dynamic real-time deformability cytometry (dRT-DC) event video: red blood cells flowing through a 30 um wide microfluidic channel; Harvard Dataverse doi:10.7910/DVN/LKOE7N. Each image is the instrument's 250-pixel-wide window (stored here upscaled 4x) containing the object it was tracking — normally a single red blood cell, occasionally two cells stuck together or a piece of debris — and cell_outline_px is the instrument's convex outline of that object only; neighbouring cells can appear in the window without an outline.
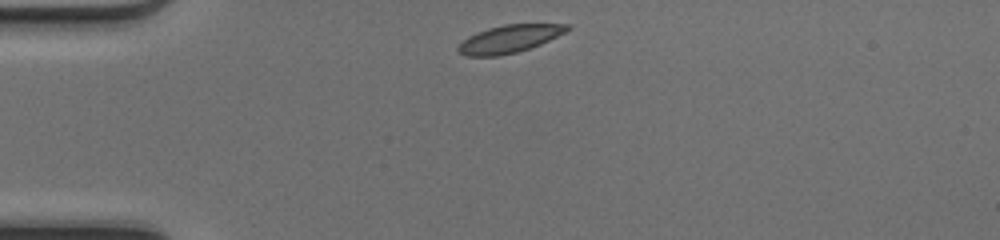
{"species": "common noctule bat (a hibernating species)", "species_latin": "Nyctalus noctula", "temperature_condition": "cold", "stored_images_in_passage": 38, "camera_frame_rate_fps": 3000, "um_per_image_px": 0.085, "animal": {"sex": "female", "body_mass_g": 17.0, "forearm_length_mm": 48.0}, "frame": {"image": 1, "passage_image": 1, "time_ms": 0.0, "image_size_px": [1000, 240], "cell_outline_px": [[572, 28], [540, 44], [516, 52], [500, 56], [468, 56], [456, 52], [456, 48], [468, 36], [476, 32], [488, 28], [504, 24], [572, 24]], "centroid_in_image_um": [43.26, 3.3], "position_along_channel_um": 41.7, "area_um2": 17.51}}
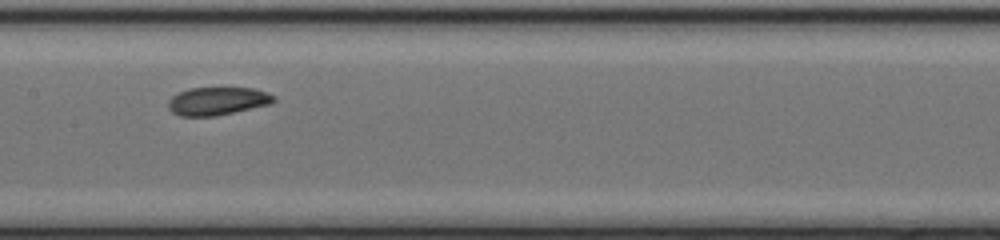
{"frame": {"image": 2, "passage_image": 14, "time_ms": 4.333, "image_size_px": [1000, 240], "cell_outline_px": [[276, 100], [272, 104], [216, 116], [180, 116], [172, 112], [168, 108], [168, 100], [172, 96], [188, 88], [252, 88], [268, 92], [276, 96]], "centroid_in_image_um": [18.51, 8.59], "position_along_channel_um": 188.9, "area_um2": 17.4}}
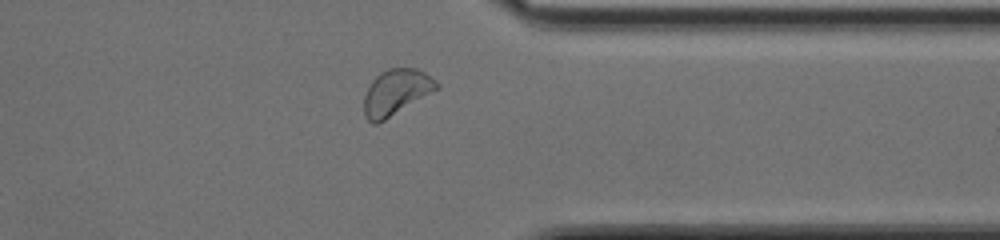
{"frame": {"image": 3, "passage_image": 28, "time_ms": 9.0, "image_size_px": [1000, 240], "cell_outline_px": [[440, 88], [384, 120], [376, 124], [372, 124], [364, 116], [364, 96], [372, 80], [380, 72], [388, 68], [416, 68], [424, 72], [436, 80], [440, 84]], "centroid_in_image_um": [33.67, 7.83], "position_along_channel_um": 377.7, "area_um2": 19.36}, "authors_computed_cell_mechanics": {"area_um2": 17.8602, "velocity_mm_per_s": 4.1517, "shape_relaxation_time_tau1_ms": 5.5349, "shape_relaxation_time_tau2_ms": 1.3268, "deformation_change_tau1": 0.1159, "deformation_change_tau2": 0.0596}}